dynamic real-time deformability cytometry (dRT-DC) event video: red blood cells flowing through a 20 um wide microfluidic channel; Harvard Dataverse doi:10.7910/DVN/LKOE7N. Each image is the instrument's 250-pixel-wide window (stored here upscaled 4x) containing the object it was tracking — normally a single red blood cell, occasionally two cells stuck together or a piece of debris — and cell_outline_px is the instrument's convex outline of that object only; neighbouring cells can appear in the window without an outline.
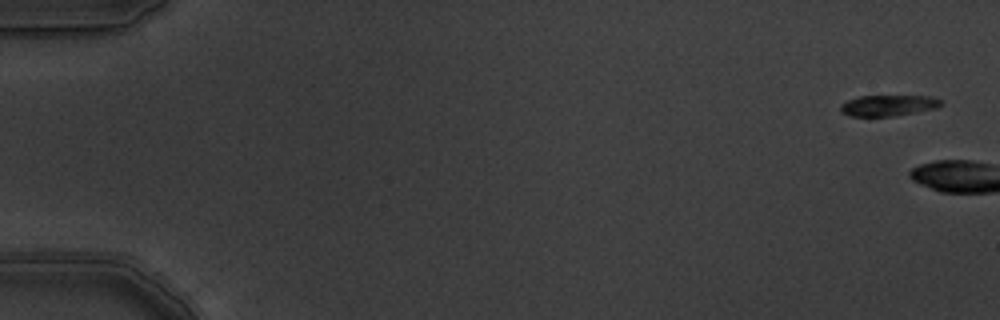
{"species": "common noctule bat (a hibernating species)", "species_latin": "Nyctalus noctula", "temperature_condition": "warm", "stored_images_in_passage": 7, "camera_frame_rate_fps": 3000, "um_per_image_px": 0.085, "animal": {"sex": "male", "body_mass_g": 19.5, "forearm_length_mm": 54.6}, "frame": {"image": 1, "passage_image": 1, "time_ms": 0.0, "image_size_px": [1000, 320], "cell_outline_px": [[944, 104], [936, 108], [896, 116], [852, 116], [840, 112], [840, 104], [848, 100], [860, 96], [932, 96], [944, 100]], "centroid_in_image_um": [75.55, 8.96], "position_along_channel_um": 9.5, "area_um2": 12.43}}